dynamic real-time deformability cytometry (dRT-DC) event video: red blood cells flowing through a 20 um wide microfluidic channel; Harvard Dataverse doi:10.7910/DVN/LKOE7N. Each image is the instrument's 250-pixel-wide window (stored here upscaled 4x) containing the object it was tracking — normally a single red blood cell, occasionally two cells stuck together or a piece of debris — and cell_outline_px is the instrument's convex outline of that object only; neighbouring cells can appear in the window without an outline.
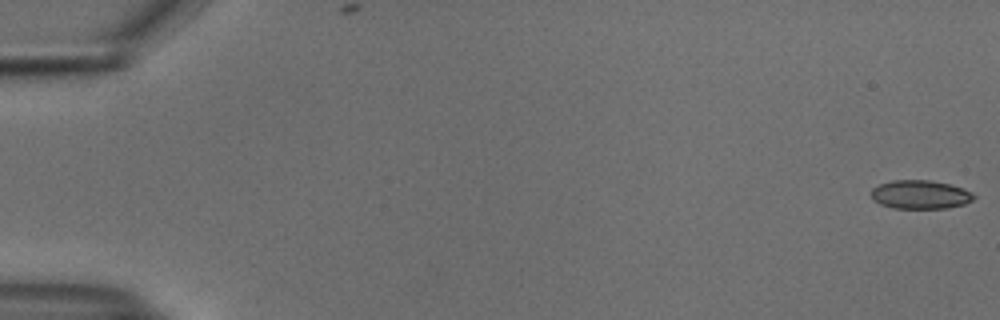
{"species": "common noctule bat (a hibernating species)", "species_latin": "Nyctalus noctula", "temperature_condition": "cold", "stored_images_in_passage": 55, "camera_frame_rate_fps": 3000, "um_per_image_px": 0.085, "animal": {"sex": "male", "body_mass_g": 18.8}, "frame": {"image": 1, "passage_image": 1, "time_ms": 0.0, "image_size_px": [1000, 320], "cell_outline_px": [[976, 196], [972, 200], [964, 204], [948, 208], [892, 208], [880, 204], [872, 200], [872, 188], [880, 184], [892, 180], [928, 180], [948, 184], [964, 188], [972, 192]], "centroid_in_image_um": [78.22, 16.54], "position_along_channel_um": 6.8, "area_um2": 17.17}}
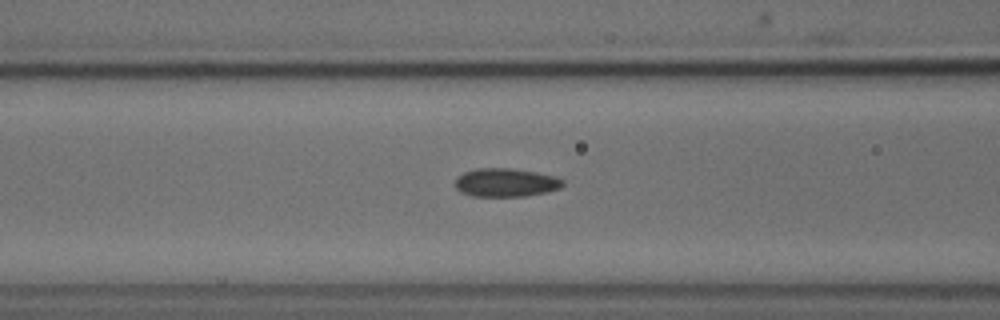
{"frame": {"image": 2, "passage_image": 23, "time_ms": 7.333, "image_size_px": [1000, 320], "cell_outline_px": [[564, 184], [560, 188], [544, 192], [524, 196], [472, 196], [460, 192], [456, 188], [456, 176], [464, 172], [476, 168], [512, 168], [536, 172], [552, 176], [564, 180]], "centroid_in_image_um": [42.95, 15.51], "position_along_channel_um": 123.6, "area_um2": 17.8}}
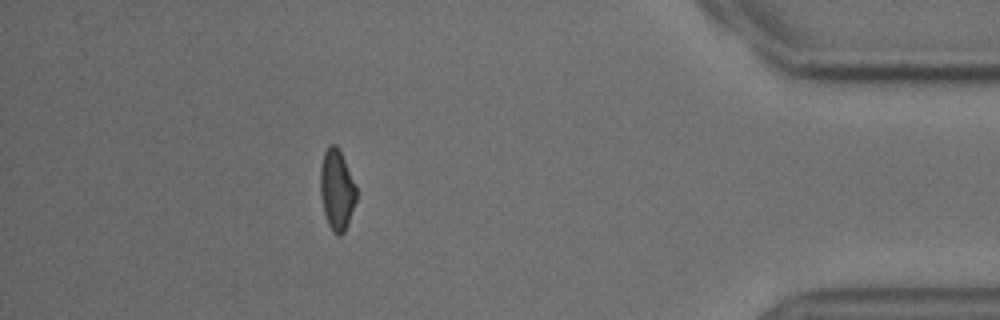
{"frame": {"image": 3, "passage_image": 49, "time_ms": 16.0, "image_size_px": [1000, 320], "cell_outline_px": [[356, 200], [348, 224], [344, 232], [340, 236], [336, 236], [332, 232], [328, 224], [324, 212], [320, 196], [320, 168], [324, 152], [332, 144], [336, 144], [344, 160], [356, 188]], "centroid_in_image_um": [28.61, 16.19], "position_along_channel_um": 406.6, "area_um2": 16.76}, "authors_computed_cell_mechanics": {"area_um2": 17.8024, "velocity_mm_per_s": 3.7566, "shape_relaxation_time_tau1_ms": 10.7962, "shape_relaxation_time_tau2_ms": 7.6918, "deformation_change_tau1": 0.1543, "deformation_change_tau2": 0.0988}}